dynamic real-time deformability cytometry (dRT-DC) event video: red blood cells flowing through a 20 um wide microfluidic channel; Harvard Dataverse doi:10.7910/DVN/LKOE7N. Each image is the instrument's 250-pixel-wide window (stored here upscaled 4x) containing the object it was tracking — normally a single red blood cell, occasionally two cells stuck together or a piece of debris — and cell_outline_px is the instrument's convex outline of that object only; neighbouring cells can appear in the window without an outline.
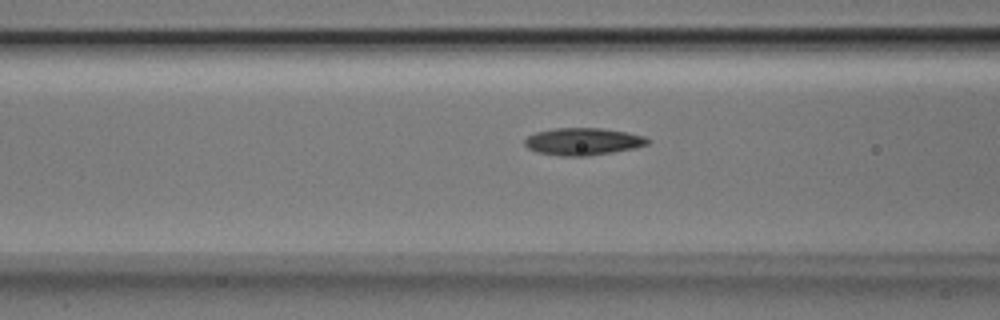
{"species": "Egyptian fruit bat (a non-hibernating species)", "species_latin": "Rousettus aegyptiacus", "temperature_condition": "room temperature", "stored_images_in_passage": 16, "camera_frame_rate_fps": 3000, "um_per_image_px": 0.085, "animal": {"sex": "male"}, "frame": {"image": 1, "passage_image": 14, "time_ms": 4.333, "image_size_px": [1000, 320], "cell_outline_px": [[652, 140], [648, 144], [636, 148], [588, 156], [560, 156], [536, 152], [528, 148], [524, 144], [524, 140], [528, 136], [536, 132], [556, 128], [600, 128], [628, 132], [644, 136]], "centroid_in_image_um": [49.57, 12.03], "position_along_channel_um": 117.0, "area_um2": 19.65}}